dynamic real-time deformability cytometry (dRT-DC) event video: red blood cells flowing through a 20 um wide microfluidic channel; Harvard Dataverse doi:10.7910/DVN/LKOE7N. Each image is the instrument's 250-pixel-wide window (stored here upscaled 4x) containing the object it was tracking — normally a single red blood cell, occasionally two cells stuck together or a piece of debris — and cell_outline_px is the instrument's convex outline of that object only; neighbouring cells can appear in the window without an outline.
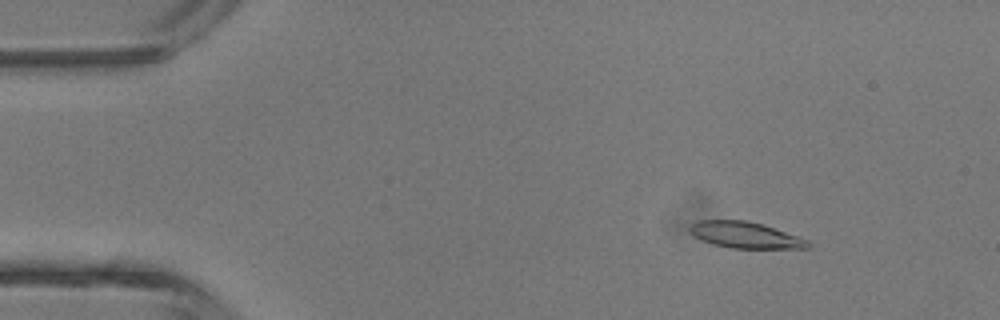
{"species": "common noctule bat (a hibernating species)", "species_latin": "Nyctalus noctula", "temperature_condition": "room temperature", "stored_images_in_passage": 4, "camera_frame_rate_fps": 3000, "um_per_image_px": 0.085, "animal": {"sex": "male", "body_mass_g": 13.3}, "frame": {"image": 1, "passage_image": 2, "time_ms": 1.333, "image_size_px": [1000, 320], "cell_outline_px": [[812, 248], [732, 248], [712, 244], [696, 236], [688, 228], [696, 220], [744, 220], [764, 224], [808, 240], [812, 244]], "centroid_in_image_um": [63.39, 19.97], "position_along_channel_um": 21.6, "area_um2": 17.98}}
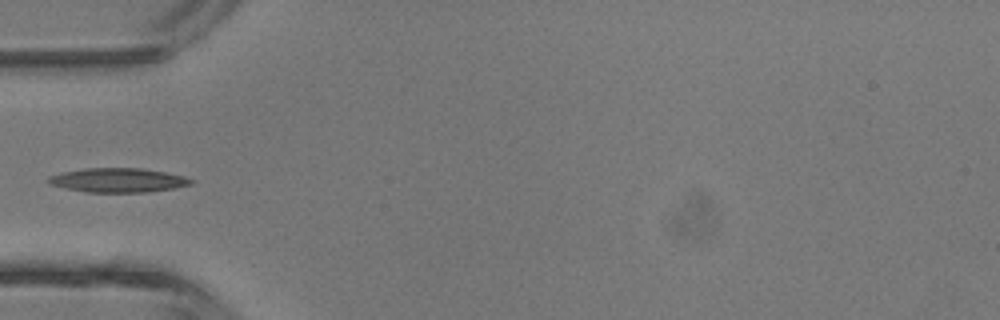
{"frame": {"image": 2, "passage_image": 4, "time_ms": 4.333, "image_size_px": [1000, 320], "cell_outline_px": [[196, 180], [192, 184], [172, 188], [148, 192], [84, 192], [48, 184], [44, 180], [48, 176], [60, 172], [84, 168], [140, 168], [164, 172], [184, 176]], "centroid_in_image_um": [9.97, 15.31], "position_along_channel_um": 75.0, "area_um2": 20.29}}